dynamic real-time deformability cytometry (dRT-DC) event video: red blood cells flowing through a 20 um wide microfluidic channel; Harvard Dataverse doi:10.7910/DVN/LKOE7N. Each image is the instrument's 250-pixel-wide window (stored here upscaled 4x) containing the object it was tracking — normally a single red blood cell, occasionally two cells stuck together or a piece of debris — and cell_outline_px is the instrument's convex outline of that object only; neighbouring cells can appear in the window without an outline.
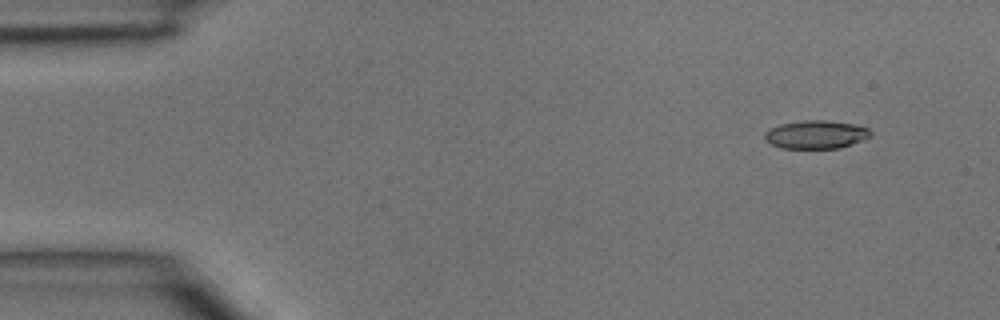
{"species": "common noctule bat (a hibernating species)", "species_latin": "Nyctalus noctula", "temperature_condition": "room temperature", "stored_images_in_passage": 4, "camera_frame_rate_fps": 3000, "um_per_image_px": 0.085, "animal": {"sex": "male", "body_mass_g": 15.6}, "frame": {"image": 1, "passage_image": 1, "time_ms": 0.0, "image_size_px": [1000, 320], "cell_outline_px": [[872, 136], [864, 140], [840, 148], [780, 148], [764, 140], [764, 132], [780, 124], [804, 120], [824, 120], [852, 124], [868, 128], [872, 132]], "centroid_in_image_um": [69.37, 11.44], "position_along_channel_um": 15.6, "area_um2": 17.46}}